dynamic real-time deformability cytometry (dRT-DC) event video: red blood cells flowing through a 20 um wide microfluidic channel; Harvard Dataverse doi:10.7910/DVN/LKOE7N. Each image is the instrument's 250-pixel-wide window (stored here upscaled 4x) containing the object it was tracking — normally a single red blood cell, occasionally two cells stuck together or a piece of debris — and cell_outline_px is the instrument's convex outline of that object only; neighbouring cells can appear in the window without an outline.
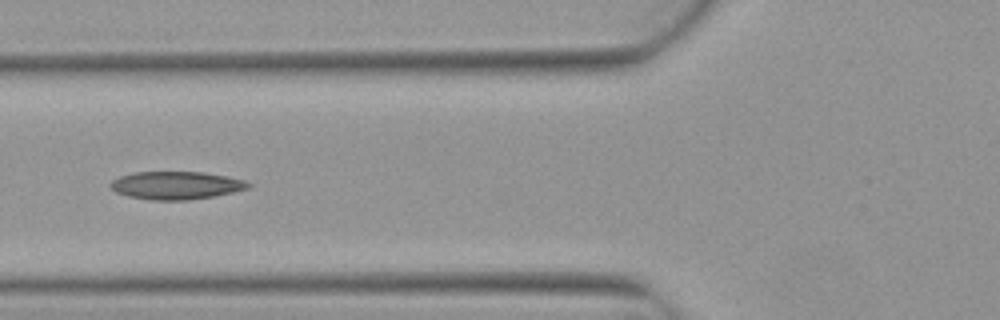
{"species": "Egyptian fruit bat (a non-hibernating species)", "species_latin": "Rousettus aegyptiacus", "temperature_condition": "warm", "stored_images_in_passage": 4, "camera_frame_rate_fps": 3000, "um_per_image_px": 0.085, "animal": {"sex": "female"}, "frame": {"image": 1, "passage_image": 4, "time_ms": 1.0, "image_size_px": [1000, 320], "cell_outline_px": [[252, 184], [248, 188], [216, 196], [188, 200], [152, 200], [128, 196], [116, 192], [108, 184], [112, 180], [120, 176], [132, 172], [204, 172], [228, 176], [244, 180]], "centroid_in_image_um": [14.97, 15.75], "position_along_channel_um": 110.8, "area_um2": 22.48}}